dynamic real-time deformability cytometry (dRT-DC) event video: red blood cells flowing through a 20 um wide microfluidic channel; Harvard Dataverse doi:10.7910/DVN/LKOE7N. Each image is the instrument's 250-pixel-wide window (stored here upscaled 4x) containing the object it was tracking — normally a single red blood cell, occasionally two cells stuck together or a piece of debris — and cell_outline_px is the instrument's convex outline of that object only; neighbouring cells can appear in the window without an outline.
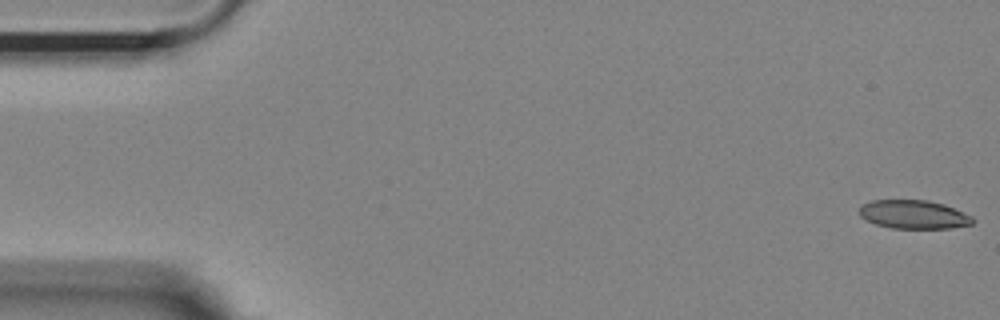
{"species": "Egyptian fruit bat (a non-hibernating species)", "species_latin": "Rousettus aegyptiacus", "temperature_condition": "room temperature", "stored_images_in_passage": 56, "camera_frame_rate_fps": 3000, "um_per_image_px": 0.085, "animal": {"sex": "female"}, "frame": {"image": 1, "passage_image": 1, "time_ms": 0.0, "image_size_px": [1000, 320], "cell_outline_px": [[976, 220], [972, 224], [952, 228], [892, 228], [876, 224], [860, 216], [860, 208], [864, 204], [872, 200], [928, 200], [944, 204], [972, 216]], "centroid_in_image_um": [77.7, 18.23], "position_along_channel_um": 7.3, "area_um2": 18.79}}
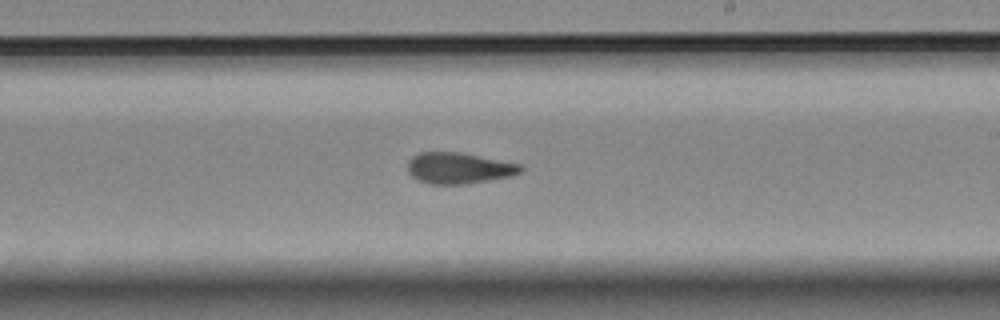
{"frame": {"image": 2, "passage_image": 32, "time_ms": 10.333, "image_size_px": [1000, 320], "cell_outline_px": [[524, 172], [512, 176], [464, 184], [428, 184], [416, 180], [408, 172], [408, 160], [412, 156], [420, 152], [460, 152], [520, 164], [524, 168]], "centroid_in_image_um": [39.0, 14.29], "position_along_channel_um": 250.0, "area_um2": 20.63}}
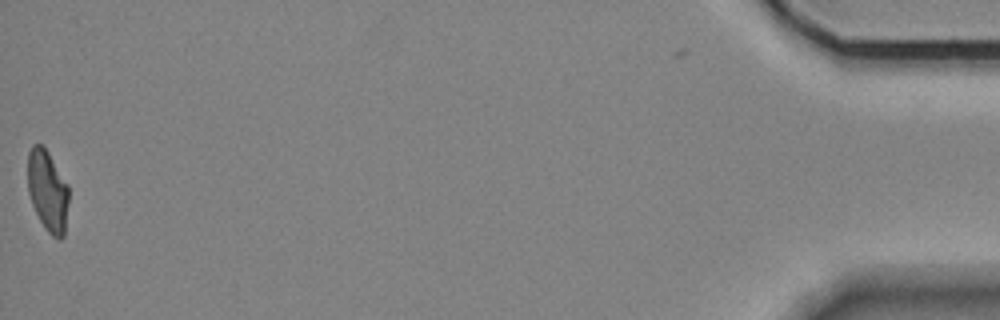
{"frame": {"image": 3, "passage_image": 55, "time_ms": 18.0, "image_size_px": [1000, 320], "cell_outline_px": [[68, 204], [64, 236], [60, 240], [52, 236], [44, 228], [32, 204], [28, 192], [28, 152], [32, 144], [40, 144], [48, 152], [68, 184]], "centroid_in_image_um": [4.05, 16.23], "position_along_channel_um": 431.1, "area_um2": 19.42}, "authors_computed_cell_mechanics": {"area_um2": 20.519, "velocity_mm_per_s": 3.6237, "shape_relaxation_time_tau1_ms": null, "shape_relaxation_time_tau2_ms": 2.9844, "deformation_change_tau1": null, "deformation_change_tau2": 0.0911}}